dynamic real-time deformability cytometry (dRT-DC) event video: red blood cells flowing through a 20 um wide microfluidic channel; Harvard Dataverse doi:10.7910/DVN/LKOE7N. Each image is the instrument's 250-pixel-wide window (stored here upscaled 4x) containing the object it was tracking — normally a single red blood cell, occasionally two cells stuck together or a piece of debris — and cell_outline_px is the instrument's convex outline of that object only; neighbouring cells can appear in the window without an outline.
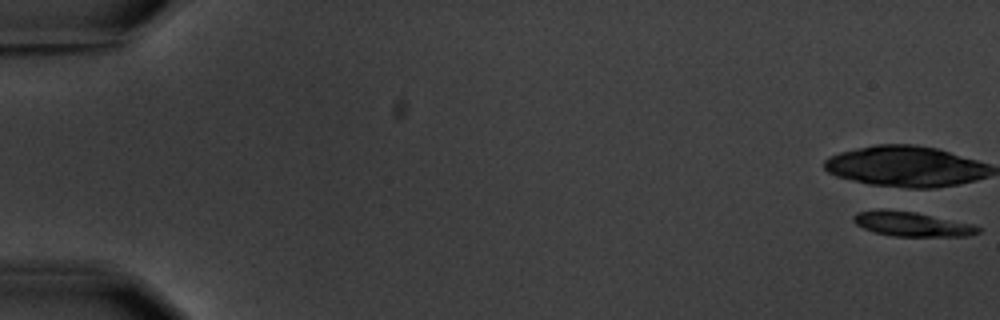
{"species": "common noctule bat (a hibernating species)", "species_latin": "Nyctalus noctula", "temperature_condition": "warm", "stored_images_in_passage": 6, "camera_frame_rate_fps": 3000, "um_per_image_px": 0.085, "animal": {"sex": "male", "body_mass_g": 20.1, "forearm_length_mm": 53.5}, "frame": {"image": 1, "passage_image": 1, "time_ms": 0.0, "image_size_px": [1000, 320], "cell_outline_px": [[980, 232], [968, 236], [892, 236], [876, 232], [864, 228], [856, 224], [852, 220], [852, 216], [856, 212], [880, 208], [916, 212], [972, 224], [980, 228]], "centroid_in_image_um": [77.46, 19.03], "position_along_channel_um": 7.5, "area_um2": 17.86}}